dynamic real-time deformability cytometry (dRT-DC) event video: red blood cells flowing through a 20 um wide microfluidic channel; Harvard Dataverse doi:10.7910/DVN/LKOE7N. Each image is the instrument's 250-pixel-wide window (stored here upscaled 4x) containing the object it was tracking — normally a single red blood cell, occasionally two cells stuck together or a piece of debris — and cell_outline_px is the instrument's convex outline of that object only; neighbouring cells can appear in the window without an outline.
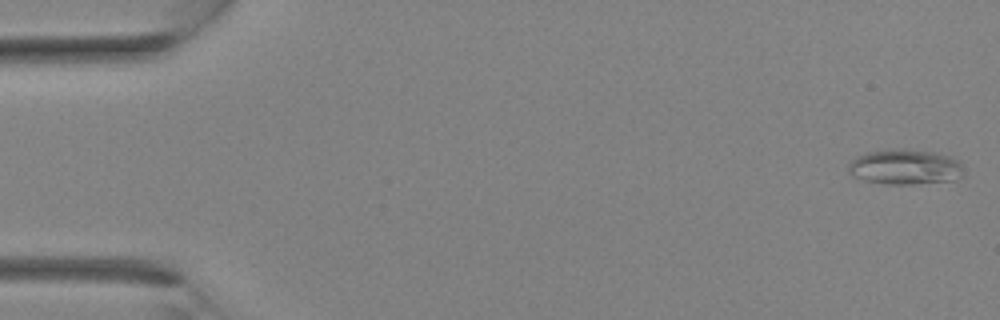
{"species": "Egyptian fruit bat (a non-hibernating species)", "species_latin": "Rousettus aegyptiacus", "temperature_condition": "room temperature", "stored_images_in_passage": 13, "camera_frame_rate_fps": 3000, "um_per_image_px": 0.085, "animal": {"sex": "female"}, "frame": {"image": 1, "passage_image": 1, "time_ms": 0.0, "image_size_px": [1000, 320], "cell_outline_px": [[964, 176], [956, 180], [912, 184], [888, 184], [864, 180], [852, 176], [848, 172], [848, 164], [856, 156], [868, 152], [904, 148], [908, 148], [936, 152], [948, 156], [956, 160], [964, 168]], "centroid_in_image_um": [76.95, 14.19], "position_along_channel_um": 8.1, "area_um2": 23.87}}
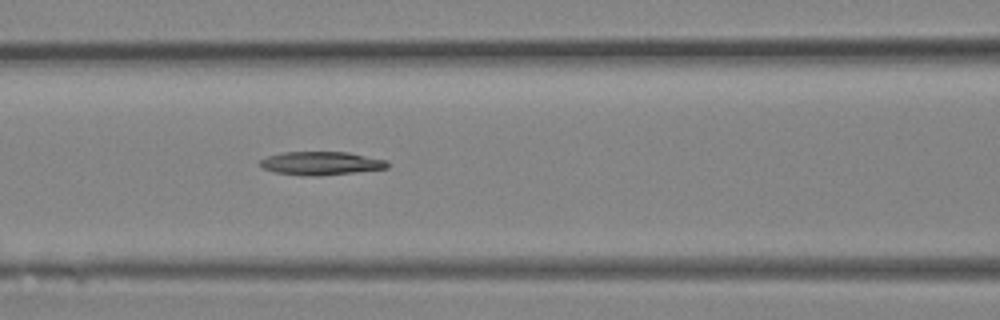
{"frame": {"image": 2, "passage_image": 13, "time_ms": 4.0, "image_size_px": [1000, 320], "cell_outline_px": [[388, 168], [356, 172], [320, 176], [304, 176], [276, 172], [264, 168], [256, 164], [260, 160], [268, 156], [284, 152], [348, 152], [388, 160]], "centroid_in_image_um": [27.29, 13.88], "position_along_channel_um": 139.3, "area_um2": 17.46}}